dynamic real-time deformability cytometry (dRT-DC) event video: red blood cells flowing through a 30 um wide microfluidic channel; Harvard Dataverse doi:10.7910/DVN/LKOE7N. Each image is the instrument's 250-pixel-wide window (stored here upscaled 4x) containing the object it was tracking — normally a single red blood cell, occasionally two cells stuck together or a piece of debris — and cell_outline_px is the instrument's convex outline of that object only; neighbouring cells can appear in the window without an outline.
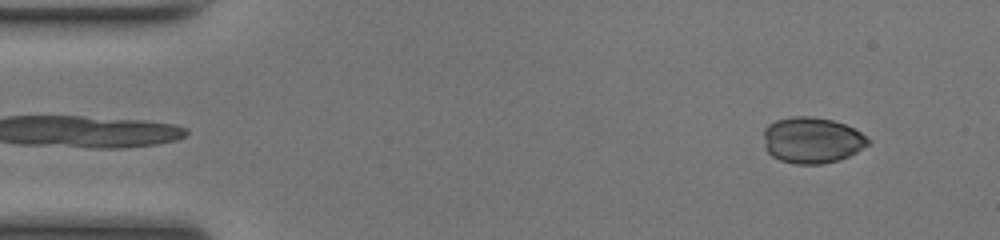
{"species": "common noctule bat (a hibernating species)", "species_latin": "Nyctalus noctula", "temperature_condition": "room temperature", "stored_images_in_passage": 48, "camera_frame_rate_fps": 3000, "um_per_image_px": 0.085, "animal": {"sex": "female", "body_mass_g": 17.0, "forearm_length_mm": 48.0}, "frame": {"image": 1, "passage_image": 3, "time_ms": 0.667, "image_size_px": [1000, 240], "cell_outline_px": [[872, 140], [868, 144], [856, 152], [848, 156], [836, 160], [820, 164], [792, 164], [780, 160], [772, 156], [764, 148], [764, 128], [768, 124], [776, 120], [792, 116], [812, 116], [832, 120], [844, 124], [860, 132]], "centroid_in_image_um": [68.98, 11.91], "position_along_channel_um": 16.0, "area_um2": 28.09}}
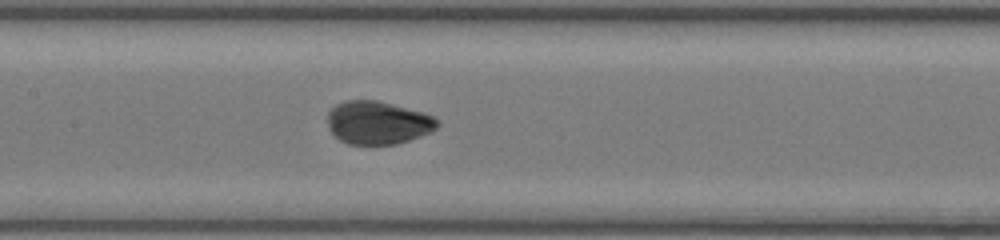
{"frame": {"image": 2, "passage_image": 22, "time_ms": 7.0, "image_size_px": [1000, 240], "cell_outline_px": [[440, 124], [432, 132], [396, 144], [348, 144], [340, 140], [328, 128], [328, 112], [336, 104], [344, 100], [376, 100], [420, 112], [432, 116], [440, 120]], "centroid_in_image_um": [32.11, 10.43], "position_along_channel_um": 175.3, "area_um2": 27.4}}
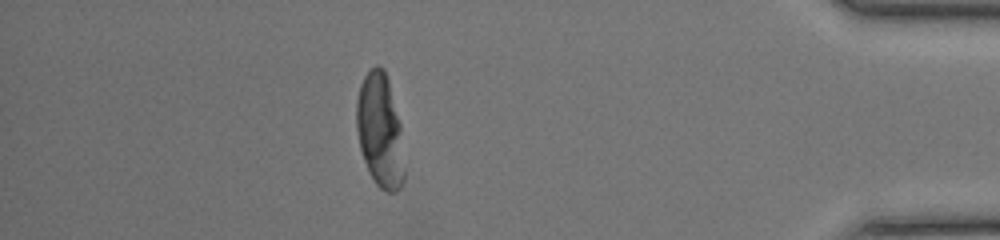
{"frame": {"image": 3, "passage_image": 42, "time_ms": 13.667, "image_size_px": [1000, 240], "cell_outline_px": [[404, 180], [400, 188], [396, 192], [388, 192], [380, 188], [376, 184], [368, 172], [360, 148], [356, 128], [356, 100], [360, 84], [364, 76], [376, 64], [380, 64], [384, 68], [388, 80], [400, 124], [404, 172]], "centroid_in_image_um": [32.28, 11.1], "position_along_channel_um": 402.9, "area_um2": 31.73}, "authors_computed_cell_mechanics": {"area_um2": 28.8133, "velocity_mm_per_s": 4.1519, "shape_relaxation_time_tau1_ms": 2.9719, "shape_relaxation_time_tau2_ms": null, "deformation_change_tau1": 0.0783, "deformation_change_tau2": null}}